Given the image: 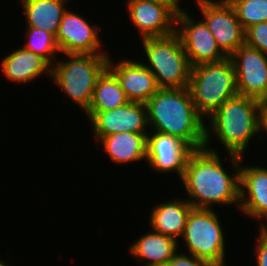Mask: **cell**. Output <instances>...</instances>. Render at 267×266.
<instances>
[{
	"mask_svg": "<svg viewBox=\"0 0 267 266\" xmlns=\"http://www.w3.org/2000/svg\"><path fill=\"white\" fill-rule=\"evenodd\" d=\"M217 150H193L181 178L187 201L193 208L212 209L213 204L240 205L241 157L229 154L234 173L230 176L222 165Z\"/></svg>",
	"mask_w": 267,
	"mask_h": 266,
	"instance_id": "1",
	"label": "cell"
},
{
	"mask_svg": "<svg viewBox=\"0 0 267 266\" xmlns=\"http://www.w3.org/2000/svg\"><path fill=\"white\" fill-rule=\"evenodd\" d=\"M151 131L176 136L193 150L205 146L204 118L197 112L187 88H160L146 103Z\"/></svg>",
	"mask_w": 267,
	"mask_h": 266,
	"instance_id": "2",
	"label": "cell"
},
{
	"mask_svg": "<svg viewBox=\"0 0 267 266\" xmlns=\"http://www.w3.org/2000/svg\"><path fill=\"white\" fill-rule=\"evenodd\" d=\"M262 102L254 98L236 95L226 100L208 118L205 128V146L208 148L213 136L225 146L228 154L244 158L250 140L259 132V111ZM212 133V134H211ZM245 152V153H244Z\"/></svg>",
	"mask_w": 267,
	"mask_h": 266,
	"instance_id": "3",
	"label": "cell"
},
{
	"mask_svg": "<svg viewBox=\"0 0 267 266\" xmlns=\"http://www.w3.org/2000/svg\"><path fill=\"white\" fill-rule=\"evenodd\" d=\"M188 89L197 112L208 120L226 100L238 95L231 58L191 67Z\"/></svg>",
	"mask_w": 267,
	"mask_h": 266,
	"instance_id": "4",
	"label": "cell"
},
{
	"mask_svg": "<svg viewBox=\"0 0 267 266\" xmlns=\"http://www.w3.org/2000/svg\"><path fill=\"white\" fill-rule=\"evenodd\" d=\"M64 62L51 66L53 82L86 112L90 107L96 80L107 67V54H64ZM60 62V63H59Z\"/></svg>",
	"mask_w": 267,
	"mask_h": 266,
	"instance_id": "5",
	"label": "cell"
},
{
	"mask_svg": "<svg viewBox=\"0 0 267 266\" xmlns=\"http://www.w3.org/2000/svg\"><path fill=\"white\" fill-rule=\"evenodd\" d=\"M143 48L150 64L144 65L155 76L160 88L181 89L189 86L191 65L179 36L143 38Z\"/></svg>",
	"mask_w": 267,
	"mask_h": 266,
	"instance_id": "6",
	"label": "cell"
},
{
	"mask_svg": "<svg viewBox=\"0 0 267 266\" xmlns=\"http://www.w3.org/2000/svg\"><path fill=\"white\" fill-rule=\"evenodd\" d=\"M220 222L213 209H191L182 235L189 255L211 266H226V238Z\"/></svg>",
	"mask_w": 267,
	"mask_h": 266,
	"instance_id": "7",
	"label": "cell"
},
{
	"mask_svg": "<svg viewBox=\"0 0 267 266\" xmlns=\"http://www.w3.org/2000/svg\"><path fill=\"white\" fill-rule=\"evenodd\" d=\"M197 4L202 21L228 57L245 44V30L228 0H202Z\"/></svg>",
	"mask_w": 267,
	"mask_h": 266,
	"instance_id": "8",
	"label": "cell"
},
{
	"mask_svg": "<svg viewBox=\"0 0 267 266\" xmlns=\"http://www.w3.org/2000/svg\"><path fill=\"white\" fill-rule=\"evenodd\" d=\"M184 9L176 14L175 33L179 36L191 67L219 62L228 56L220 49L203 21H194ZM181 26V27H180Z\"/></svg>",
	"mask_w": 267,
	"mask_h": 266,
	"instance_id": "9",
	"label": "cell"
},
{
	"mask_svg": "<svg viewBox=\"0 0 267 266\" xmlns=\"http://www.w3.org/2000/svg\"><path fill=\"white\" fill-rule=\"evenodd\" d=\"M230 58L238 95L267 102V54L244 44Z\"/></svg>",
	"mask_w": 267,
	"mask_h": 266,
	"instance_id": "10",
	"label": "cell"
},
{
	"mask_svg": "<svg viewBox=\"0 0 267 266\" xmlns=\"http://www.w3.org/2000/svg\"><path fill=\"white\" fill-rule=\"evenodd\" d=\"M128 15L143 38L166 37L175 33L179 4H160L147 0H128Z\"/></svg>",
	"mask_w": 267,
	"mask_h": 266,
	"instance_id": "11",
	"label": "cell"
},
{
	"mask_svg": "<svg viewBox=\"0 0 267 266\" xmlns=\"http://www.w3.org/2000/svg\"><path fill=\"white\" fill-rule=\"evenodd\" d=\"M96 140L120 132L148 133L147 107L145 103L128 102L113 110L86 111Z\"/></svg>",
	"mask_w": 267,
	"mask_h": 266,
	"instance_id": "12",
	"label": "cell"
},
{
	"mask_svg": "<svg viewBox=\"0 0 267 266\" xmlns=\"http://www.w3.org/2000/svg\"><path fill=\"white\" fill-rule=\"evenodd\" d=\"M84 17L67 9L55 37L62 54H107L101 52L98 27H92ZM99 37V38H98Z\"/></svg>",
	"mask_w": 267,
	"mask_h": 266,
	"instance_id": "13",
	"label": "cell"
},
{
	"mask_svg": "<svg viewBox=\"0 0 267 266\" xmlns=\"http://www.w3.org/2000/svg\"><path fill=\"white\" fill-rule=\"evenodd\" d=\"M193 149L176 136L152 131L147 136L146 160L156 172L176 171L181 179Z\"/></svg>",
	"mask_w": 267,
	"mask_h": 266,
	"instance_id": "14",
	"label": "cell"
},
{
	"mask_svg": "<svg viewBox=\"0 0 267 266\" xmlns=\"http://www.w3.org/2000/svg\"><path fill=\"white\" fill-rule=\"evenodd\" d=\"M112 63L109 57L107 67L119 80L130 102L146 103L160 89L155 76L141 61L122 59Z\"/></svg>",
	"mask_w": 267,
	"mask_h": 266,
	"instance_id": "15",
	"label": "cell"
},
{
	"mask_svg": "<svg viewBox=\"0 0 267 266\" xmlns=\"http://www.w3.org/2000/svg\"><path fill=\"white\" fill-rule=\"evenodd\" d=\"M240 167L241 211L258 220H267V168L262 166Z\"/></svg>",
	"mask_w": 267,
	"mask_h": 266,
	"instance_id": "16",
	"label": "cell"
},
{
	"mask_svg": "<svg viewBox=\"0 0 267 266\" xmlns=\"http://www.w3.org/2000/svg\"><path fill=\"white\" fill-rule=\"evenodd\" d=\"M192 205L187 200L174 199L172 201L153 206L149 224L153 231L171 237L178 241L184 233Z\"/></svg>",
	"mask_w": 267,
	"mask_h": 266,
	"instance_id": "17",
	"label": "cell"
},
{
	"mask_svg": "<svg viewBox=\"0 0 267 266\" xmlns=\"http://www.w3.org/2000/svg\"><path fill=\"white\" fill-rule=\"evenodd\" d=\"M178 245L175 239L151 230L141 235L129 250L138 261L146 260L144 266H163L179 252Z\"/></svg>",
	"mask_w": 267,
	"mask_h": 266,
	"instance_id": "18",
	"label": "cell"
},
{
	"mask_svg": "<svg viewBox=\"0 0 267 266\" xmlns=\"http://www.w3.org/2000/svg\"><path fill=\"white\" fill-rule=\"evenodd\" d=\"M3 74L12 82H31L44 72L51 75V65L40 55L18 48L2 60Z\"/></svg>",
	"mask_w": 267,
	"mask_h": 266,
	"instance_id": "19",
	"label": "cell"
},
{
	"mask_svg": "<svg viewBox=\"0 0 267 266\" xmlns=\"http://www.w3.org/2000/svg\"><path fill=\"white\" fill-rule=\"evenodd\" d=\"M148 133L120 132L103 136L102 143L111 161L126 164L146 159Z\"/></svg>",
	"mask_w": 267,
	"mask_h": 266,
	"instance_id": "20",
	"label": "cell"
},
{
	"mask_svg": "<svg viewBox=\"0 0 267 266\" xmlns=\"http://www.w3.org/2000/svg\"><path fill=\"white\" fill-rule=\"evenodd\" d=\"M67 0H20L27 27L41 29L56 37Z\"/></svg>",
	"mask_w": 267,
	"mask_h": 266,
	"instance_id": "21",
	"label": "cell"
},
{
	"mask_svg": "<svg viewBox=\"0 0 267 266\" xmlns=\"http://www.w3.org/2000/svg\"><path fill=\"white\" fill-rule=\"evenodd\" d=\"M130 102L115 74L106 67L96 80L90 107L87 111L113 110Z\"/></svg>",
	"mask_w": 267,
	"mask_h": 266,
	"instance_id": "22",
	"label": "cell"
},
{
	"mask_svg": "<svg viewBox=\"0 0 267 266\" xmlns=\"http://www.w3.org/2000/svg\"><path fill=\"white\" fill-rule=\"evenodd\" d=\"M25 36L28 41L24 45V49L30 50L34 54L40 55L44 58L51 66L56 61L55 55L60 52L55 41V37L38 28L25 27Z\"/></svg>",
	"mask_w": 267,
	"mask_h": 266,
	"instance_id": "23",
	"label": "cell"
},
{
	"mask_svg": "<svg viewBox=\"0 0 267 266\" xmlns=\"http://www.w3.org/2000/svg\"><path fill=\"white\" fill-rule=\"evenodd\" d=\"M246 31L253 25L267 21V0H228Z\"/></svg>",
	"mask_w": 267,
	"mask_h": 266,
	"instance_id": "24",
	"label": "cell"
},
{
	"mask_svg": "<svg viewBox=\"0 0 267 266\" xmlns=\"http://www.w3.org/2000/svg\"><path fill=\"white\" fill-rule=\"evenodd\" d=\"M245 44L267 54V21L253 25L245 31Z\"/></svg>",
	"mask_w": 267,
	"mask_h": 266,
	"instance_id": "25",
	"label": "cell"
},
{
	"mask_svg": "<svg viewBox=\"0 0 267 266\" xmlns=\"http://www.w3.org/2000/svg\"><path fill=\"white\" fill-rule=\"evenodd\" d=\"M163 266H211L208 262L185 253H176L175 256Z\"/></svg>",
	"mask_w": 267,
	"mask_h": 266,
	"instance_id": "26",
	"label": "cell"
},
{
	"mask_svg": "<svg viewBox=\"0 0 267 266\" xmlns=\"http://www.w3.org/2000/svg\"><path fill=\"white\" fill-rule=\"evenodd\" d=\"M259 237L256 242V259L257 266H267V228L265 226H259Z\"/></svg>",
	"mask_w": 267,
	"mask_h": 266,
	"instance_id": "27",
	"label": "cell"
},
{
	"mask_svg": "<svg viewBox=\"0 0 267 266\" xmlns=\"http://www.w3.org/2000/svg\"><path fill=\"white\" fill-rule=\"evenodd\" d=\"M267 133V102H262L259 111V132Z\"/></svg>",
	"mask_w": 267,
	"mask_h": 266,
	"instance_id": "28",
	"label": "cell"
},
{
	"mask_svg": "<svg viewBox=\"0 0 267 266\" xmlns=\"http://www.w3.org/2000/svg\"><path fill=\"white\" fill-rule=\"evenodd\" d=\"M150 2H156L160 4H179L176 0H147Z\"/></svg>",
	"mask_w": 267,
	"mask_h": 266,
	"instance_id": "29",
	"label": "cell"
},
{
	"mask_svg": "<svg viewBox=\"0 0 267 266\" xmlns=\"http://www.w3.org/2000/svg\"><path fill=\"white\" fill-rule=\"evenodd\" d=\"M0 266H7V264L1 260L0 261Z\"/></svg>",
	"mask_w": 267,
	"mask_h": 266,
	"instance_id": "30",
	"label": "cell"
},
{
	"mask_svg": "<svg viewBox=\"0 0 267 266\" xmlns=\"http://www.w3.org/2000/svg\"><path fill=\"white\" fill-rule=\"evenodd\" d=\"M176 1L179 3L181 0H176ZM200 1H202V0H196V3L200 2Z\"/></svg>",
	"mask_w": 267,
	"mask_h": 266,
	"instance_id": "31",
	"label": "cell"
},
{
	"mask_svg": "<svg viewBox=\"0 0 267 266\" xmlns=\"http://www.w3.org/2000/svg\"><path fill=\"white\" fill-rule=\"evenodd\" d=\"M262 224H263V223H261L260 225H261V226H265V227L267 228V224H263V225H262Z\"/></svg>",
	"mask_w": 267,
	"mask_h": 266,
	"instance_id": "32",
	"label": "cell"
}]
</instances>
